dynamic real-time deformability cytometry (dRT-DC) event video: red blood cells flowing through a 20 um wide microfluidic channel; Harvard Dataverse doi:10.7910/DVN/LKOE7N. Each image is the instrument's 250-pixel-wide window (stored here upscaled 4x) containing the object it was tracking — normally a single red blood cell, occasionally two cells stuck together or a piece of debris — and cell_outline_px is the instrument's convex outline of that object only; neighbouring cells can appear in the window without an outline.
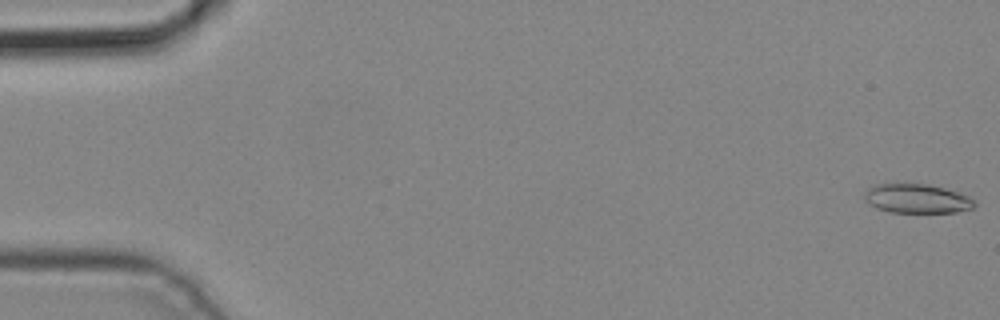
{"species": "common noctule bat (a hibernating species)", "species_latin": "Nyctalus noctula", "temperature_condition": "cold", "stored_images_in_passage": 2, "camera_frame_rate_fps": 3000, "um_per_image_px": 0.085, "animal": {"sex": "male", "body_mass_g": 19.2, "forearm_length_mm": 51.8}, "frame": {"image": 1, "passage_image": 1, "time_ms": 0.0, "image_size_px": [1000, 320], "cell_outline_px": [[976, 204], [972, 208], [956, 212], [892, 212], [876, 208], [868, 204], [864, 200], [864, 192], [868, 188], [876, 184], [928, 184], [944, 188], [968, 196], [976, 200]], "centroid_in_image_um": [77.91, 16.88], "position_along_channel_um": 7.1, "area_um2": 18.67}}